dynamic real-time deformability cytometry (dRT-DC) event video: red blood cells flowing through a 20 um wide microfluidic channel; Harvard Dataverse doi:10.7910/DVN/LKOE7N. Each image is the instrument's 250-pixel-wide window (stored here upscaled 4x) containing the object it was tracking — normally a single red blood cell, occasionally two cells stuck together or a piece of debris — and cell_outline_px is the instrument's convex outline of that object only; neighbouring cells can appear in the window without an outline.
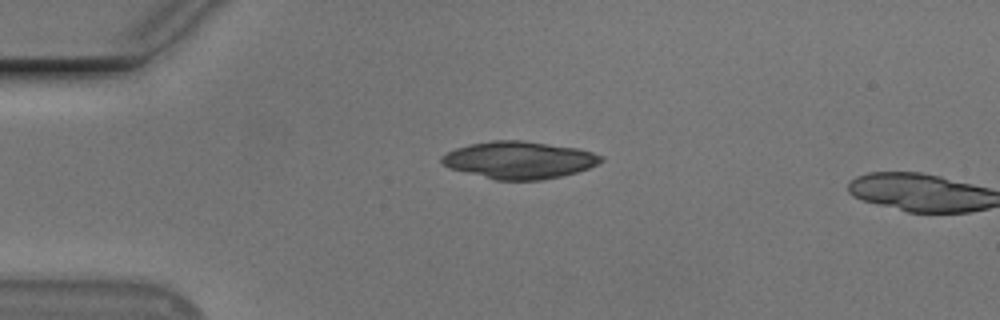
{"species": "Egyptian fruit bat (a non-hibernating species)", "species_latin": "Rousettus aegyptiacus", "temperature_condition": "cold", "stored_images_in_passage": 3, "camera_frame_rate_fps": 3000, "um_per_image_px": 0.085, "animal": {"sex": "male"}, "frame": {"image": 1, "passage_image": 1, "time_ms": 0.0, "image_size_px": [1000, 320], "cell_outline_px": [[604, 160], [588, 168], [576, 172], [544, 180], [496, 180], [448, 168], [440, 160], [440, 156], [456, 148], [472, 144], [492, 140], [524, 140], [576, 148], [592, 152], [604, 156]], "centroid_in_image_um": [44.12, 13.6], "position_along_channel_um": 40.9, "area_um2": 34.51}}